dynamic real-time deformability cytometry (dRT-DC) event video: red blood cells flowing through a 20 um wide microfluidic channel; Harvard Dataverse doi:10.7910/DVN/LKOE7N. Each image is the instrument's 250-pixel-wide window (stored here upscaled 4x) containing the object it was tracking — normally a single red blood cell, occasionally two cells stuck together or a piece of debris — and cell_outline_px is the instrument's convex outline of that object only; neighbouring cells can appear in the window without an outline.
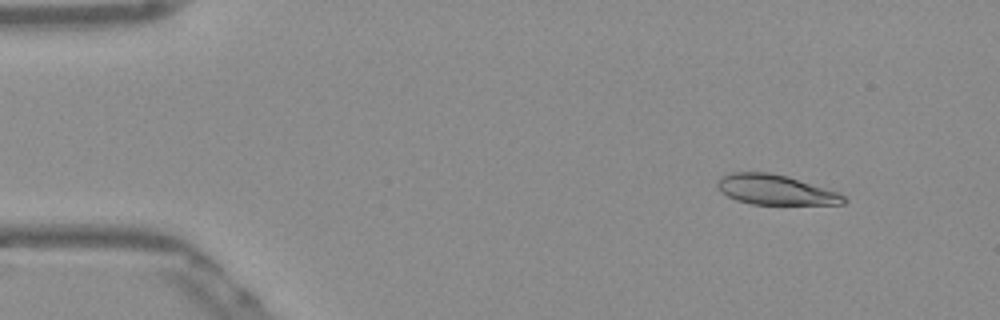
{"species": "Egyptian fruit bat (a non-hibernating species)", "species_latin": "Rousettus aegyptiacus", "temperature_condition": "warm", "stored_images_in_passage": 49, "camera_frame_rate_fps": 3000, "um_per_image_px": 0.085, "frame": {"image": 1, "passage_image": 3, "time_ms": 0.667, "image_size_px": [1000, 320], "cell_outline_px": [[848, 200], [844, 204], [752, 204], [736, 200], [720, 192], [716, 188], [716, 184], [720, 176], [732, 172], [768, 172], [788, 176], [836, 192], [844, 196]], "centroid_in_image_um": [65.85, 16.12], "position_along_channel_um": 19.2, "area_um2": 22.02}}
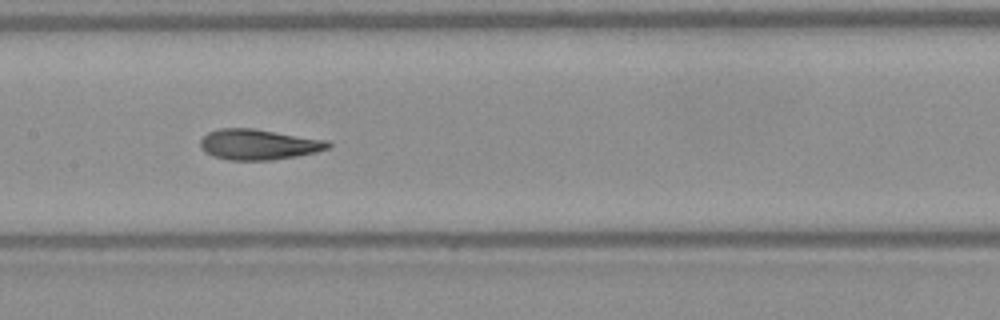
{"frame": {"image": 2, "passage_image": 23, "time_ms": 7.333, "image_size_px": [1000, 320], "cell_outline_px": [[332, 144], [328, 148], [316, 152], [296, 156], [272, 160], [228, 160], [212, 156], [204, 152], [200, 148], [200, 140], [208, 132], [220, 128], [252, 128], [328, 140]], "centroid_in_image_um": [21.95, 12.28], "position_along_channel_um": 185.4, "area_um2": 22.83}}
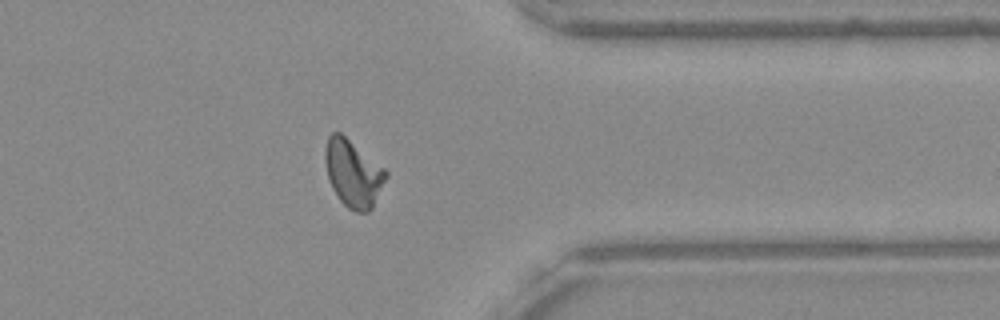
{"frame": {"image": 3, "passage_image": 39, "time_ms": 12.667, "image_size_px": [1000, 320], "cell_outline_px": [[388, 176], [372, 208], [368, 212], [356, 212], [348, 208], [340, 200], [332, 188], [328, 176], [324, 160], [324, 148], [328, 136], [332, 132], [340, 132], [384, 168], [388, 172]], "centroid_in_image_um": [30.0, 14.73], "position_along_channel_um": 381.4, "area_um2": 23.7}, "authors_computed_cell_mechanics": {"area_um2": 22.6576, "velocity_mm_per_s": 3.8641, "shape_relaxation_time_tau1_ms": 4.3291, "shape_relaxation_time_tau2_ms": 1.2819, "deformation_change_tau1": 0.2115, "deformation_change_tau2": 0.0941}}